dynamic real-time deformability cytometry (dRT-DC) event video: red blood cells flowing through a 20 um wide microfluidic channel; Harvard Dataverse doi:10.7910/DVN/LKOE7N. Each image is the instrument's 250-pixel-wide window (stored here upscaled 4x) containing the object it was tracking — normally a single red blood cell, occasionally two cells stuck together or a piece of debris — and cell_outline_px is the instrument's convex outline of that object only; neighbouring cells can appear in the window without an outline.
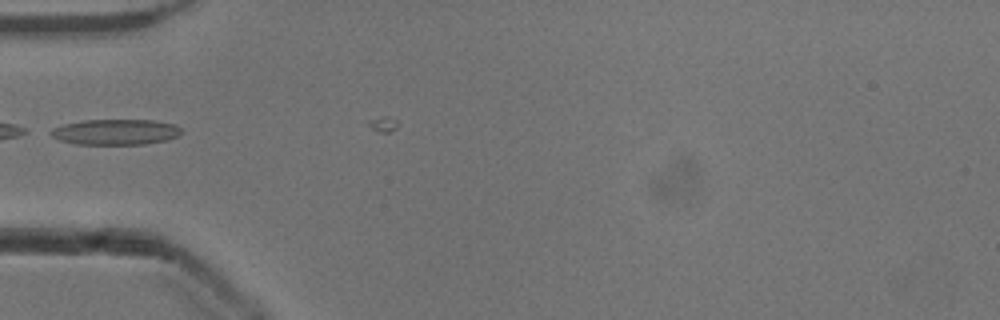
{"species": "common noctule bat (a hibernating species)", "species_latin": "Nyctalus noctula", "temperature_condition": "cold", "stored_images_in_passage": 3, "camera_frame_rate_fps": 3000, "um_per_image_px": 0.085, "animal": {"sex": "male", "body_mass_g": 13.3}, "frame": {"image": 1, "passage_image": 2, "time_ms": 0.333, "image_size_px": [1000, 320], "cell_outline_px": [[180, 132], [176, 136], [168, 140], [144, 144], [76, 144], [60, 140], [44, 132], [52, 128], [64, 124], [84, 120], [152, 120], [172, 124], [180, 128]], "centroid_in_image_um": [9.74, 11.22], "position_along_channel_um": 75.3, "area_um2": 19.42}}